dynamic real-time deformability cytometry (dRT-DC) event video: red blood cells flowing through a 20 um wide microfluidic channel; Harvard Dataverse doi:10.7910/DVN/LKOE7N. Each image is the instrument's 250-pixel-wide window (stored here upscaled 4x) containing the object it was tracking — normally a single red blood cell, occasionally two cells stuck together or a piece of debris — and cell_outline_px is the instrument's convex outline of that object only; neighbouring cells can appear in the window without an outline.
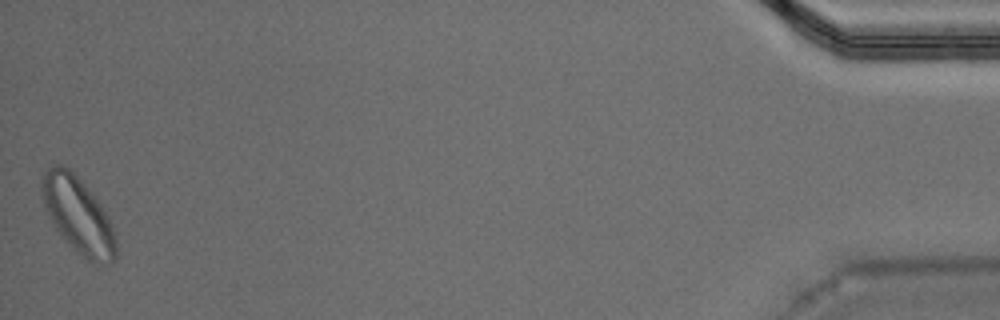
{"species": "Egyptian fruit bat (a non-hibernating species)", "species_latin": "Rousettus aegyptiacus", "temperature_condition": "warm", "stored_images_in_passage": 45, "segment_of_instrument_passage": [2, 2], "camera_frame_rate_fps": 3000, "um_per_image_px": 0.085, "animal": {"sex": "male"}, "frame": {"image": 1, "passage_image": 45, "time_ms": 14.667, "image_size_px": [1000, 320], "cell_outline_px": [[116, 260], [112, 264], [100, 264], [88, 260], [76, 252], [56, 228], [44, 208], [40, 196], [40, 184], [44, 172], [52, 164], [60, 164], [68, 168], [96, 196], [108, 216], [112, 224], [116, 240]], "centroid_in_image_um": [6.64, 18.28], "position_along_channel_um": 428.6, "area_um2": 33.12}}